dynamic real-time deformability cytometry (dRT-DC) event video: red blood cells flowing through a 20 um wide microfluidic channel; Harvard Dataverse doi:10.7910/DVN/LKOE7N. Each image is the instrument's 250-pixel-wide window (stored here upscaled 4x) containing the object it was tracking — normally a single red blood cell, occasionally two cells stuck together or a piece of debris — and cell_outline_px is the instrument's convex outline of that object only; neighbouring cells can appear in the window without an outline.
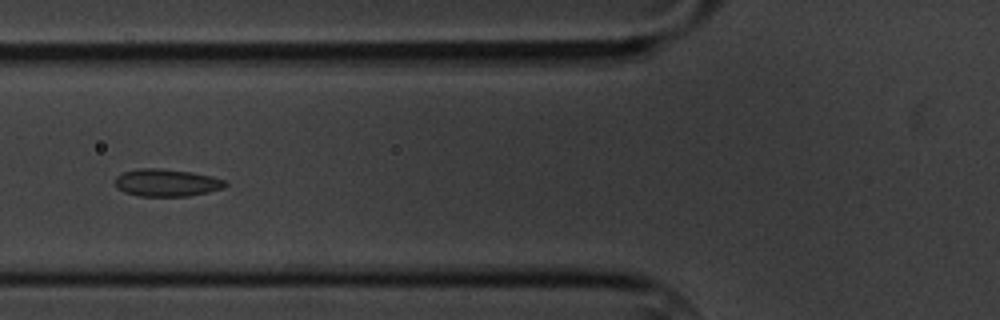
{"species": "common noctule bat (a hibernating species)", "species_latin": "Nyctalus noctula", "temperature_condition": "cold", "stored_images_in_passage": 7, "camera_frame_rate_fps": 3000, "um_per_image_px": 0.085, "animal": {"sex": "male", "body_mass_g": 20.1, "forearm_length_mm": 53.5}, "frame": {"image": 1, "passage_image": 5, "time_ms": 4.667, "image_size_px": [1000, 320], "cell_outline_px": [[228, 184], [224, 188], [208, 192], [188, 196], [140, 196], [124, 192], [116, 188], [116, 176], [124, 172], [136, 168], [160, 168], [192, 172], [212, 176], [224, 180]], "centroid_in_image_um": [14.16, 15.52], "position_along_channel_um": 111.6, "area_um2": 17.69}}
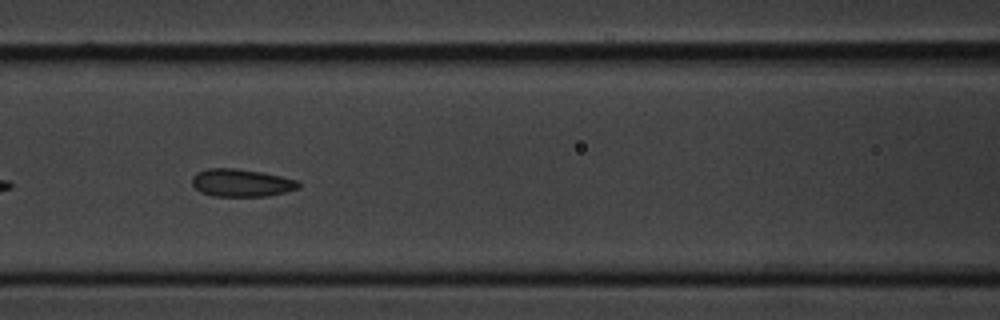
{"frame": {"image": 2, "passage_image": 6, "time_ms": 5.667, "image_size_px": [1000, 320], "cell_outline_px": [[300, 188], [268, 196], [212, 196], [200, 192], [192, 184], [192, 176], [196, 172], [208, 168], [236, 168], [260, 172], [300, 180]], "centroid_in_image_um": [20.51, 15.54], "position_along_channel_um": 146.1, "area_um2": 17.28}}
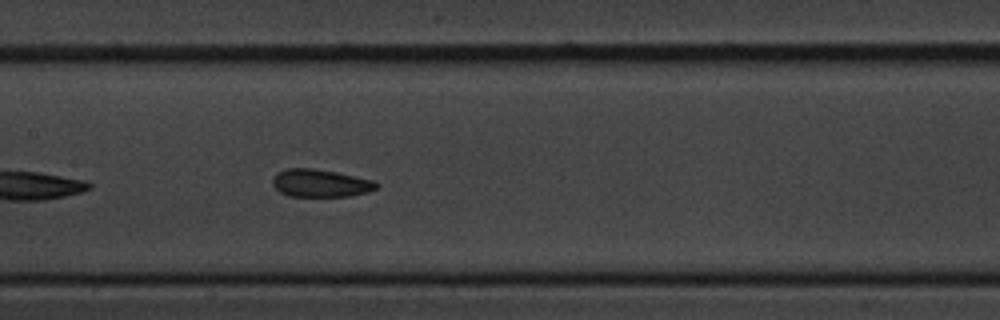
{"frame": {"image": 3, "passage_image": 7, "time_ms": 6.667, "image_size_px": [1000, 320], "cell_outline_px": [[380, 184], [376, 188], [368, 192], [352, 196], [288, 196], [280, 192], [272, 184], [272, 180], [276, 172], [288, 168], [312, 168], [336, 172], [376, 180]], "centroid_in_image_um": [27.26, 15.56], "position_along_channel_um": 180.1, "area_um2": 16.94}}